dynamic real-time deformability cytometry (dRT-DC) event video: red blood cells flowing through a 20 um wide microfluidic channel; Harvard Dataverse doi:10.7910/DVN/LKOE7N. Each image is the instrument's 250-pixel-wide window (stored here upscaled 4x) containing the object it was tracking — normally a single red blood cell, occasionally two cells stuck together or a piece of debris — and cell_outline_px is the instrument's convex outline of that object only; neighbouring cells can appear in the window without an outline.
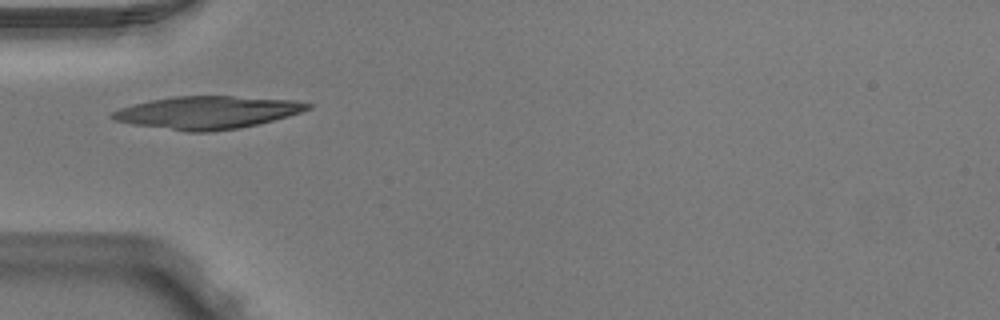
{"species": "Egyptian fruit bat (a non-hibernating species)", "species_latin": "Rousettus aegyptiacus", "temperature_condition": "warm", "stored_images_in_passage": 32, "camera_frame_rate_fps": 3000, "um_per_image_px": 0.085, "animal": {"sex": "male"}, "frame": {"image": 1, "passage_image": 1, "time_ms": 0.0, "image_size_px": [1000, 320], "cell_outline_px": [[312, 108], [288, 116], [240, 128], [212, 132], [188, 132], [132, 124], [112, 120], [108, 116], [112, 112], [120, 108], [132, 104], [152, 100], [176, 96], [232, 96], [292, 100], [312, 104]], "centroid_in_image_um": [17.58, 9.57], "position_along_channel_um": 67.4, "area_um2": 37.11}}
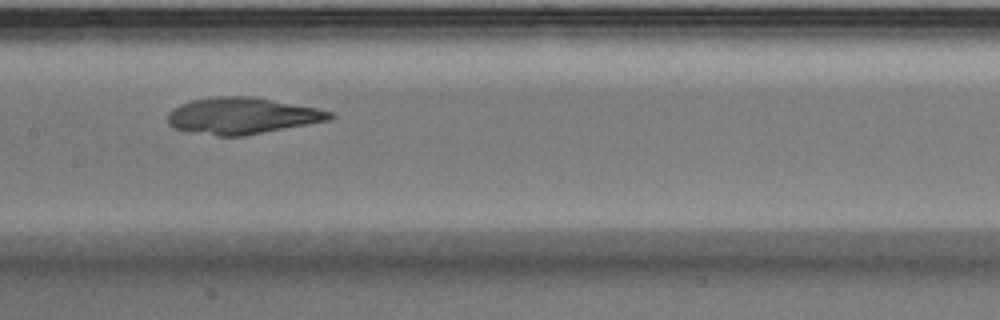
{"frame": {"image": 2, "passage_image": 10, "time_ms": 3.0, "image_size_px": [1000, 320], "cell_outline_px": [[336, 116], [328, 120], [244, 136], [220, 136], [188, 132], [172, 128], [168, 124], [168, 112], [172, 108], [180, 104], [192, 100], [216, 96], [252, 96], [316, 108], [332, 112]], "centroid_in_image_um": [20.52, 9.84], "position_along_channel_um": 186.9, "area_um2": 34.45}}
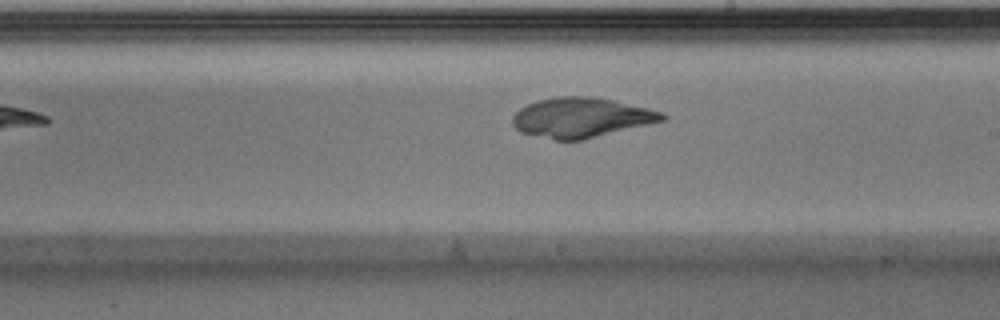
{"frame": {"image": 3, "passage_image": 14, "time_ms": 4.333, "image_size_px": [1000, 320], "cell_outline_px": [[668, 116], [664, 120], [648, 124], [580, 140], [556, 140], [520, 132], [512, 124], [512, 116], [520, 108], [528, 104], [540, 100], [556, 96], [588, 96], [616, 100], [664, 112]], "centroid_in_image_um": [49.41, 9.98], "position_along_channel_um": 239.6, "area_um2": 34.56}}